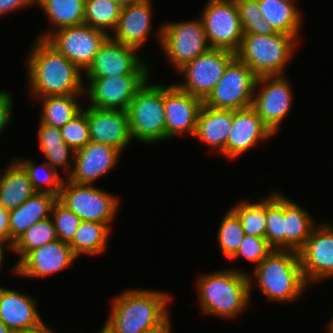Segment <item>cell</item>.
Returning a JSON list of instances; mask_svg holds the SVG:
<instances>
[{"mask_svg":"<svg viewBox=\"0 0 333 333\" xmlns=\"http://www.w3.org/2000/svg\"><path fill=\"white\" fill-rule=\"evenodd\" d=\"M30 50L26 67L31 97L84 94L82 70L45 39L37 38Z\"/></svg>","mask_w":333,"mask_h":333,"instance_id":"6da1fadb","label":"cell"},{"mask_svg":"<svg viewBox=\"0 0 333 333\" xmlns=\"http://www.w3.org/2000/svg\"><path fill=\"white\" fill-rule=\"evenodd\" d=\"M172 296L165 291L127 289L111 301L105 326L113 333H142L163 324Z\"/></svg>","mask_w":333,"mask_h":333,"instance_id":"7a4b0ae2","label":"cell"},{"mask_svg":"<svg viewBox=\"0 0 333 333\" xmlns=\"http://www.w3.org/2000/svg\"><path fill=\"white\" fill-rule=\"evenodd\" d=\"M201 313L220 318H236L250 301L249 274L243 270H218L197 279Z\"/></svg>","mask_w":333,"mask_h":333,"instance_id":"3957f363","label":"cell"},{"mask_svg":"<svg viewBox=\"0 0 333 333\" xmlns=\"http://www.w3.org/2000/svg\"><path fill=\"white\" fill-rule=\"evenodd\" d=\"M252 277L249 274L250 298L254 281L266 300L277 303L295 302L309 287L302 274L299 254L292 250L274 249L254 267Z\"/></svg>","mask_w":333,"mask_h":333,"instance_id":"277c9868","label":"cell"},{"mask_svg":"<svg viewBox=\"0 0 333 333\" xmlns=\"http://www.w3.org/2000/svg\"><path fill=\"white\" fill-rule=\"evenodd\" d=\"M295 36L277 32L272 35L243 33L236 57L257 77L285 75L297 44Z\"/></svg>","mask_w":333,"mask_h":333,"instance_id":"5b68a950","label":"cell"},{"mask_svg":"<svg viewBox=\"0 0 333 333\" xmlns=\"http://www.w3.org/2000/svg\"><path fill=\"white\" fill-rule=\"evenodd\" d=\"M131 138L142 144L166 140L163 84L149 79L136 92L127 110Z\"/></svg>","mask_w":333,"mask_h":333,"instance_id":"8992f818","label":"cell"},{"mask_svg":"<svg viewBox=\"0 0 333 333\" xmlns=\"http://www.w3.org/2000/svg\"><path fill=\"white\" fill-rule=\"evenodd\" d=\"M159 28L156 32L158 41L167 61L177 72L211 48L200 17L196 20L166 22Z\"/></svg>","mask_w":333,"mask_h":333,"instance_id":"52a82bcc","label":"cell"},{"mask_svg":"<svg viewBox=\"0 0 333 333\" xmlns=\"http://www.w3.org/2000/svg\"><path fill=\"white\" fill-rule=\"evenodd\" d=\"M57 200L82 221H95L111 228L119 208V197L100 187L76 184L65 178Z\"/></svg>","mask_w":333,"mask_h":333,"instance_id":"ba28073f","label":"cell"},{"mask_svg":"<svg viewBox=\"0 0 333 333\" xmlns=\"http://www.w3.org/2000/svg\"><path fill=\"white\" fill-rule=\"evenodd\" d=\"M256 80L253 71L235 57L203 104L214 109L249 108L252 106Z\"/></svg>","mask_w":333,"mask_h":333,"instance_id":"9c48e42d","label":"cell"},{"mask_svg":"<svg viewBox=\"0 0 333 333\" xmlns=\"http://www.w3.org/2000/svg\"><path fill=\"white\" fill-rule=\"evenodd\" d=\"M235 57L232 51L210 48L178 71L184 76V82L175 85L204 102Z\"/></svg>","mask_w":333,"mask_h":333,"instance_id":"30bf717a","label":"cell"},{"mask_svg":"<svg viewBox=\"0 0 333 333\" xmlns=\"http://www.w3.org/2000/svg\"><path fill=\"white\" fill-rule=\"evenodd\" d=\"M150 76V73H131L122 76L86 77L84 94L88 95L87 105L126 111L136 92Z\"/></svg>","mask_w":333,"mask_h":333,"instance_id":"8fae6325","label":"cell"},{"mask_svg":"<svg viewBox=\"0 0 333 333\" xmlns=\"http://www.w3.org/2000/svg\"><path fill=\"white\" fill-rule=\"evenodd\" d=\"M202 11L200 18L209 46L236 53L243 29L235 0H208Z\"/></svg>","mask_w":333,"mask_h":333,"instance_id":"7c38bea8","label":"cell"},{"mask_svg":"<svg viewBox=\"0 0 333 333\" xmlns=\"http://www.w3.org/2000/svg\"><path fill=\"white\" fill-rule=\"evenodd\" d=\"M291 88L286 74L257 77L251 107L274 135L292 107Z\"/></svg>","mask_w":333,"mask_h":333,"instance_id":"4fadbf2b","label":"cell"},{"mask_svg":"<svg viewBox=\"0 0 333 333\" xmlns=\"http://www.w3.org/2000/svg\"><path fill=\"white\" fill-rule=\"evenodd\" d=\"M109 37L105 32L82 23L58 29L45 40L85 72Z\"/></svg>","mask_w":333,"mask_h":333,"instance_id":"5bb4252c","label":"cell"},{"mask_svg":"<svg viewBox=\"0 0 333 333\" xmlns=\"http://www.w3.org/2000/svg\"><path fill=\"white\" fill-rule=\"evenodd\" d=\"M302 274L308 286L333 277V224L316 225L298 251Z\"/></svg>","mask_w":333,"mask_h":333,"instance_id":"9a60e30c","label":"cell"},{"mask_svg":"<svg viewBox=\"0 0 333 333\" xmlns=\"http://www.w3.org/2000/svg\"><path fill=\"white\" fill-rule=\"evenodd\" d=\"M139 49L121 44L109 37L100 47L85 77L122 76L131 73H149L146 62L138 56Z\"/></svg>","mask_w":333,"mask_h":333,"instance_id":"2e32d148","label":"cell"},{"mask_svg":"<svg viewBox=\"0 0 333 333\" xmlns=\"http://www.w3.org/2000/svg\"><path fill=\"white\" fill-rule=\"evenodd\" d=\"M202 105V100L181 91L175 84L165 85L163 83L166 139L187 134L194 137Z\"/></svg>","mask_w":333,"mask_h":333,"instance_id":"e0dca14e","label":"cell"},{"mask_svg":"<svg viewBox=\"0 0 333 333\" xmlns=\"http://www.w3.org/2000/svg\"><path fill=\"white\" fill-rule=\"evenodd\" d=\"M84 107L82 110L87 115L90 141L109 145L122 153L132 140L127 112L89 105Z\"/></svg>","mask_w":333,"mask_h":333,"instance_id":"ac0fdd59","label":"cell"},{"mask_svg":"<svg viewBox=\"0 0 333 333\" xmlns=\"http://www.w3.org/2000/svg\"><path fill=\"white\" fill-rule=\"evenodd\" d=\"M121 152L114 147L89 141L75 152L74 167L67 179L76 184L93 183L115 168Z\"/></svg>","mask_w":333,"mask_h":333,"instance_id":"d6986e66","label":"cell"},{"mask_svg":"<svg viewBox=\"0 0 333 333\" xmlns=\"http://www.w3.org/2000/svg\"><path fill=\"white\" fill-rule=\"evenodd\" d=\"M79 259L71 246L61 240L30 251L17 265L16 275L28 278L47 277L63 271Z\"/></svg>","mask_w":333,"mask_h":333,"instance_id":"ffe728a7","label":"cell"},{"mask_svg":"<svg viewBox=\"0 0 333 333\" xmlns=\"http://www.w3.org/2000/svg\"><path fill=\"white\" fill-rule=\"evenodd\" d=\"M273 135L252 107L232 110V128L226 142V157H240L257 143L266 141Z\"/></svg>","mask_w":333,"mask_h":333,"instance_id":"44dd1931","label":"cell"},{"mask_svg":"<svg viewBox=\"0 0 333 333\" xmlns=\"http://www.w3.org/2000/svg\"><path fill=\"white\" fill-rule=\"evenodd\" d=\"M152 1L123 6L117 28L110 37L121 44L141 49L152 30Z\"/></svg>","mask_w":333,"mask_h":333,"instance_id":"7402d4cb","label":"cell"},{"mask_svg":"<svg viewBox=\"0 0 333 333\" xmlns=\"http://www.w3.org/2000/svg\"><path fill=\"white\" fill-rule=\"evenodd\" d=\"M37 306V299L26 292L0 286V319L13 332L35 327L43 321Z\"/></svg>","mask_w":333,"mask_h":333,"instance_id":"603a6c76","label":"cell"},{"mask_svg":"<svg viewBox=\"0 0 333 333\" xmlns=\"http://www.w3.org/2000/svg\"><path fill=\"white\" fill-rule=\"evenodd\" d=\"M57 196L48 192H35L23 204L9 211V245L38 221L50 218Z\"/></svg>","mask_w":333,"mask_h":333,"instance_id":"cb8c5ba5","label":"cell"},{"mask_svg":"<svg viewBox=\"0 0 333 333\" xmlns=\"http://www.w3.org/2000/svg\"><path fill=\"white\" fill-rule=\"evenodd\" d=\"M231 128L232 109H214L203 104L194 137L226 157V142Z\"/></svg>","mask_w":333,"mask_h":333,"instance_id":"d4e9b609","label":"cell"},{"mask_svg":"<svg viewBox=\"0 0 333 333\" xmlns=\"http://www.w3.org/2000/svg\"><path fill=\"white\" fill-rule=\"evenodd\" d=\"M306 209L284 195L283 250L298 252L318 225Z\"/></svg>","mask_w":333,"mask_h":333,"instance_id":"484cf974","label":"cell"},{"mask_svg":"<svg viewBox=\"0 0 333 333\" xmlns=\"http://www.w3.org/2000/svg\"><path fill=\"white\" fill-rule=\"evenodd\" d=\"M35 192L27 172L15 159L0 171V205L6 211L19 207Z\"/></svg>","mask_w":333,"mask_h":333,"instance_id":"4316f807","label":"cell"},{"mask_svg":"<svg viewBox=\"0 0 333 333\" xmlns=\"http://www.w3.org/2000/svg\"><path fill=\"white\" fill-rule=\"evenodd\" d=\"M294 1V2H293ZM260 10L276 32L295 36L302 31V16L295 0H258Z\"/></svg>","mask_w":333,"mask_h":333,"instance_id":"83f0119b","label":"cell"},{"mask_svg":"<svg viewBox=\"0 0 333 333\" xmlns=\"http://www.w3.org/2000/svg\"><path fill=\"white\" fill-rule=\"evenodd\" d=\"M86 0H37L40 7L49 19L52 26L46 29L40 39H46L52 32L83 23Z\"/></svg>","mask_w":333,"mask_h":333,"instance_id":"f1b7e54d","label":"cell"},{"mask_svg":"<svg viewBox=\"0 0 333 333\" xmlns=\"http://www.w3.org/2000/svg\"><path fill=\"white\" fill-rule=\"evenodd\" d=\"M85 94L55 95L36 99L42 104L39 121L57 128H61L82 111L79 97Z\"/></svg>","mask_w":333,"mask_h":333,"instance_id":"f546056e","label":"cell"},{"mask_svg":"<svg viewBox=\"0 0 333 333\" xmlns=\"http://www.w3.org/2000/svg\"><path fill=\"white\" fill-rule=\"evenodd\" d=\"M111 229L104 223L81 221L79 228L69 243L74 254L97 256L105 252Z\"/></svg>","mask_w":333,"mask_h":333,"instance_id":"4dcf8cb0","label":"cell"},{"mask_svg":"<svg viewBox=\"0 0 333 333\" xmlns=\"http://www.w3.org/2000/svg\"><path fill=\"white\" fill-rule=\"evenodd\" d=\"M56 240L57 235L51 218L38 221L32 225L13 243L12 252L18 254L19 259L11 271L16 275V265L30 251Z\"/></svg>","mask_w":333,"mask_h":333,"instance_id":"1f68e13d","label":"cell"},{"mask_svg":"<svg viewBox=\"0 0 333 333\" xmlns=\"http://www.w3.org/2000/svg\"><path fill=\"white\" fill-rule=\"evenodd\" d=\"M122 7L113 0H86L83 23L111 35L117 28Z\"/></svg>","mask_w":333,"mask_h":333,"instance_id":"d6a6232c","label":"cell"},{"mask_svg":"<svg viewBox=\"0 0 333 333\" xmlns=\"http://www.w3.org/2000/svg\"><path fill=\"white\" fill-rule=\"evenodd\" d=\"M27 172L33 189L36 192H48L59 196L65 177L60 176L57 170L52 168L47 162L38 164L31 159H15ZM46 186V187H45Z\"/></svg>","mask_w":333,"mask_h":333,"instance_id":"836d02e7","label":"cell"},{"mask_svg":"<svg viewBox=\"0 0 333 333\" xmlns=\"http://www.w3.org/2000/svg\"><path fill=\"white\" fill-rule=\"evenodd\" d=\"M230 209L238 216L246 235L266 238V197L252 204L244 200Z\"/></svg>","mask_w":333,"mask_h":333,"instance_id":"e575fe53","label":"cell"},{"mask_svg":"<svg viewBox=\"0 0 333 333\" xmlns=\"http://www.w3.org/2000/svg\"><path fill=\"white\" fill-rule=\"evenodd\" d=\"M266 240L276 250H283L284 195L278 191L266 196Z\"/></svg>","mask_w":333,"mask_h":333,"instance_id":"d590c367","label":"cell"},{"mask_svg":"<svg viewBox=\"0 0 333 333\" xmlns=\"http://www.w3.org/2000/svg\"><path fill=\"white\" fill-rule=\"evenodd\" d=\"M244 236L245 233L238 216L229 208L217 232L219 249L227 260L237 252Z\"/></svg>","mask_w":333,"mask_h":333,"instance_id":"8d00e7d4","label":"cell"},{"mask_svg":"<svg viewBox=\"0 0 333 333\" xmlns=\"http://www.w3.org/2000/svg\"><path fill=\"white\" fill-rule=\"evenodd\" d=\"M243 33L272 35L277 33L264 19L258 0H235Z\"/></svg>","mask_w":333,"mask_h":333,"instance_id":"74e56055","label":"cell"},{"mask_svg":"<svg viewBox=\"0 0 333 333\" xmlns=\"http://www.w3.org/2000/svg\"><path fill=\"white\" fill-rule=\"evenodd\" d=\"M50 218L53 221L57 239L69 244L82 220L58 200L52 206Z\"/></svg>","mask_w":333,"mask_h":333,"instance_id":"f35d334b","label":"cell"},{"mask_svg":"<svg viewBox=\"0 0 333 333\" xmlns=\"http://www.w3.org/2000/svg\"><path fill=\"white\" fill-rule=\"evenodd\" d=\"M60 130L64 142L75 152L90 141L87 115L83 110L63 125Z\"/></svg>","mask_w":333,"mask_h":333,"instance_id":"ab89813d","label":"cell"},{"mask_svg":"<svg viewBox=\"0 0 333 333\" xmlns=\"http://www.w3.org/2000/svg\"><path fill=\"white\" fill-rule=\"evenodd\" d=\"M274 249L268 244L266 238L246 235L243 238L237 252L229 259L236 260L244 257L251 263H254V267L258 266Z\"/></svg>","mask_w":333,"mask_h":333,"instance_id":"60d3db41","label":"cell"},{"mask_svg":"<svg viewBox=\"0 0 333 333\" xmlns=\"http://www.w3.org/2000/svg\"><path fill=\"white\" fill-rule=\"evenodd\" d=\"M42 154L44 155L45 159H47V163L58 171V168H62L65 170L67 178L72 172V165L74 163L71 161L74 160L75 151L69 147L66 143L60 146L54 147H40ZM72 159V160H70ZM68 171V172H67Z\"/></svg>","mask_w":333,"mask_h":333,"instance_id":"b9f144b4","label":"cell"},{"mask_svg":"<svg viewBox=\"0 0 333 333\" xmlns=\"http://www.w3.org/2000/svg\"><path fill=\"white\" fill-rule=\"evenodd\" d=\"M39 147H54L63 145L65 142L61 135L60 128L42 123L39 121L38 129Z\"/></svg>","mask_w":333,"mask_h":333,"instance_id":"7bdbcfd3","label":"cell"},{"mask_svg":"<svg viewBox=\"0 0 333 333\" xmlns=\"http://www.w3.org/2000/svg\"><path fill=\"white\" fill-rule=\"evenodd\" d=\"M13 94L0 90V134L6 129L12 120Z\"/></svg>","mask_w":333,"mask_h":333,"instance_id":"ee69618b","label":"cell"},{"mask_svg":"<svg viewBox=\"0 0 333 333\" xmlns=\"http://www.w3.org/2000/svg\"><path fill=\"white\" fill-rule=\"evenodd\" d=\"M37 6V0H0V16L8 15L13 11L26 9V7Z\"/></svg>","mask_w":333,"mask_h":333,"instance_id":"f6af8a7d","label":"cell"},{"mask_svg":"<svg viewBox=\"0 0 333 333\" xmlns=\"http://www.w3.org/2000/svg\"><path fill=\"white\" fill-rule=\"evenodd\" d=\"M0 238L9 244V211L0 205Z\"/></svg>","mask_w":333,"mask_h":333,"instance_id":"bcb514c9","label":"cell"},{"mask_svg":"<svg viewBox=\"0 0 333 333\" xmlns=\"http://www.w3.org/2000/svg\"><path fill=\"white\" fill-rule=\"evenodd\" d=\"M14 333H55V331L51 329L50 326H48L44 321H42L39 325L35 327L24 329Z\"/></svg>","mask_w":333,"mask_h":333,"instance_id":"7dc6e473","label":"cell"},{"mask_svg":"<svg viewBox=\"0 0 333 333\" xmlns=\"http://www.w3.org/2000/svg\"><path fill=\"white\" fill-rule=\"evenodd\" d=\"M171 318L169 317L163 324L152 329L143 331L142 333H169L171 331Z\"/></svg>","mask_w":333,"mask_h":333,"instance_id":"c3c4849f","label":"cell"},{"mask_svg":"<svg viewBox=\"0 0 333 333\" xmlns=\"http://www.w3.org/2000/svg\"><path fill=\"white\" fill-rule=\"evenodd\" d=\"M9 249L12 250V247L4 240L0 238V269L2 268L3 262H4V250L6 251Z\"/></svg>","mask_w":333,"mask_h":333,"instance_id":"681fc988","label":"cell"},{"mask_svg":"<svg viewBox=\"0 0 333 333\" xmlns=\"http://www.w3.org/2000/svg\"><path fill=\"white\" fill-rule=\"evenodd\" d=\"M113 1L118 3L121 7H123V6L132 5V4H135V3L144 2V1H147V0H113Z\"/></svg>","mask_w":333,"mask_h":333,"instance_id":"f907efd6","label":"cell"},{"mask_svg":"<svg viewBox=\"0 0 333 333\" xmlns=\"http://www.w3.org/2000/svg\"><path fill=\"white\" fill-rule=\"evenodd\" d=\"M0 333H14L4 322L0 319Z\"/></svg>","mask_w":333,"mask_h":333,"instance_id":"816d5d0a","label":"cell"},{"mask_svg":"<svg viewBox=\"0 0 333 333\" xmlns=\"http://www.w3.org/2000/svg\"><path fill=\"white\" fill-rule=\"evenodd\" d=\"M98 333H113V332L104 325L101 331H99Z\"/></svg>","mask_w":333,"mask_h":333,"instance_id":"f5cc1de1","label":"cell"},{"mask_svg":"<svg viewBox=\"0 0 333 333\" xmlns=\"http://www.w3.org/2000/svg\"><path fill=\"white\" fill-rule=\"evenodd\" d=\"M327 327H333V317L331 318V320L329 321L328 323V326Z\"/></svg>","mask_w":333,"mask_h":333,"instance_id":"db71d44e","label":"cell"},{"mask_svg":"<svg viewBox=\"0 0 333 333\" xmlns=\"http://www.w3.org/2000/svg\"><path fill=\"white\" fill-rule=\"evenodd\" d=\"M328 333H333V327H327Z\"/></svg>","mask_w":333,"mask_h":333,"instance_id":"11a10c76","label":"cell"}]
</instances>
